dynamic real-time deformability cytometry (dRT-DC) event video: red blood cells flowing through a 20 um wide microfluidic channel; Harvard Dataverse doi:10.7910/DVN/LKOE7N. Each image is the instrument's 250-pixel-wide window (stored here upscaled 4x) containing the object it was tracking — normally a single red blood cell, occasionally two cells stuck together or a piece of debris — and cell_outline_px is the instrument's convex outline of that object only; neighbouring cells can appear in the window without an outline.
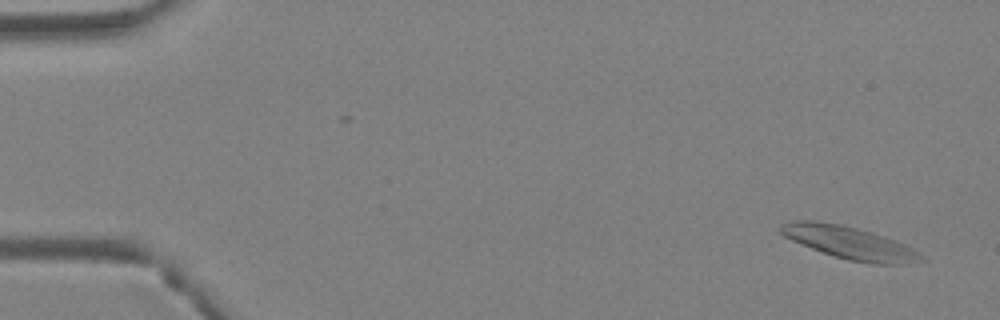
{"species": "Egyptian fruit bat (a non-hibernating species)", "species_latin": "Rousettus aegyptiacus", "temperature_condition": "warm", "stored_images_in_passage": 4, "camera_frame_rate_fps": 3000, "um_per_image_px": 0.085, "animal": {"sex": "female"}, "frame": {"image": 1, "passage_image": 1, "time_ms": 0.0, "image_size_px": [1000, 320], "cell_outline_px": [[924, 260], [900, 264], [872, 264], [848, 260], [832, 256], [792, 240], [784, 236], [780, 232], [780, 224], [796, 220], [812, 220], [844, 224], [872, 232], [884, 236], [904, 244], [920, 252]], "centroid_in_image_um": [72.2, 20.62], "position_along_channel_um": 12.8, "area_um2": 26.7}}